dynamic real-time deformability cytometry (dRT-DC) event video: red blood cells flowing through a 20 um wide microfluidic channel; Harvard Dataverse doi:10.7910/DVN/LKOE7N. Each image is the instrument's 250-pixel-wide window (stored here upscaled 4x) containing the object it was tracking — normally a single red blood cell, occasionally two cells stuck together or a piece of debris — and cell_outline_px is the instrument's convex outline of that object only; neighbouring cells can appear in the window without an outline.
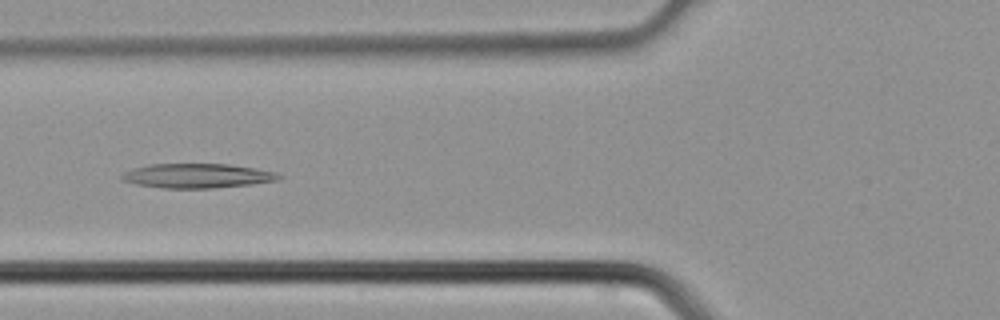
{"species": "common noctule bat (a hibernating species)", "species_latin": "Nyctalus noctula", "temperature_condition": "cold", "stored_images_in_passage": 4, "camera_frame_rate_fps": 3000, "um_per_image_px": 0.085, "animal": {"sex": "male", "body_mass_g": 21.5, "forearm_length_mm": 52.0}, "frame": {"image": 1, "passage_image": 4, "time_ms": 1.0, "image_size_px": [1000, 320], "cell_outline_px": [[284, 176], [276, 180], [252, 184], [212, 188], [164, 188], [136, 184], [120, 180], [120, 176], [124, 172], [132, 168], [148, 164], [228, 164], [256, 168], [276, 172]], "centroid_in_image_um": [16.74, 14.94], "position_along_channel_um": 109.1, "area_um2": 22.43}}